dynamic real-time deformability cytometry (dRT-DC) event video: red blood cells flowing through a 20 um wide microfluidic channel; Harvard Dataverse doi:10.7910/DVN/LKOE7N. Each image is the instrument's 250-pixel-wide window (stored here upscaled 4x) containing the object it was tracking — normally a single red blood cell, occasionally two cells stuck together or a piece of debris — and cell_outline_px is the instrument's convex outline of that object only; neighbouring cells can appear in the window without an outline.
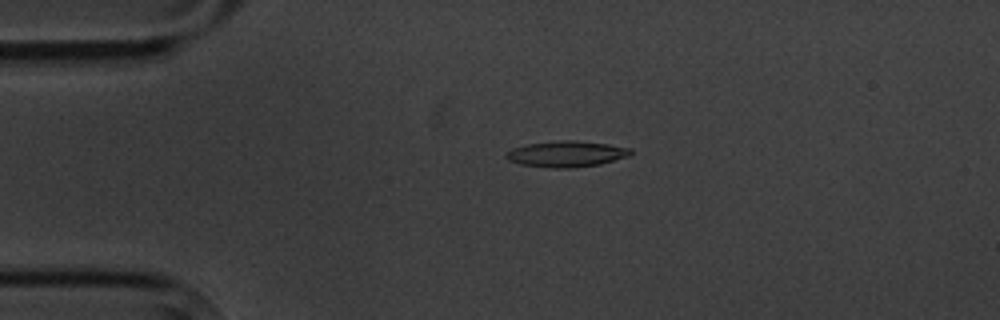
{"species": "common noctule bat (a hibernating species)", "species_latin": "Nyctalus noctula", "temperature_condition": "cold", "stored_images_in_passage": 4, "camera_frame_rate_fps": 3000, "um_per_image_px": 0.085, "animal": {"sex": "male", "body_mass_g": 20.1, "forearm_length_mm": 53.5}, "frame": {"image": 1, "passage_image": 3, "time_ms": 2.333, "image_size_px": [1000, 320], "cell_outline_px": [[632, 152], [628, 156], [600, 164], [572, 168], [552, 168], [520, 164], [508, 160], [504, 156], [512, 148], [528, 144], [556, 140], [576, 140], [608, 144], [632, 148]], "centroid_in_image_um": [48.15, 13.08], "position_along_channel_um": 36.9, "area_um2": 18.9}}